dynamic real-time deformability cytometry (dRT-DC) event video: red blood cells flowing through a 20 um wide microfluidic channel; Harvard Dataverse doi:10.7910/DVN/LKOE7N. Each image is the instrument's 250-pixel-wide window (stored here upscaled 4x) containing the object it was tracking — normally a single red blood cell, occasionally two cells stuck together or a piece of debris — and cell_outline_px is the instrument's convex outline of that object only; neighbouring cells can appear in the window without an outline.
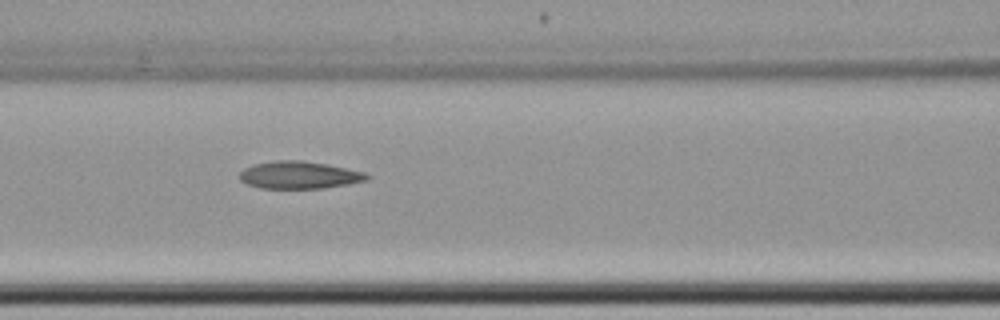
{"species": "common noctule bat (a hibernating species)", "species_latin": "Nyctalus noctula", "temperature_condition": "cold", "stored_images_in_passage": 9, "camera_frame_rate_fps": 3000, "um_per_image_px": 0.085, "animal": {"sex": "female", "body_mass_g": 22.7, "forearm_length_mm": 54.2}, "frame": {"image": 1, "passage_image": 7, "time_ms": 7.333, "image_size_px": [1000, 320], "cell_outline_px": [[372, 176], [368, 180], [348, 184], [324, 188], [260, 188], [248, 184], [240, 180], [240, 172], [244, 168], [252, 164], [272, 160], [300, 160], [324, 164], [364, 172]], "centroid_in_image_um": [25.41, 14.87], "position_along_channel_um": 141.2, "area_um2": 20.29}}
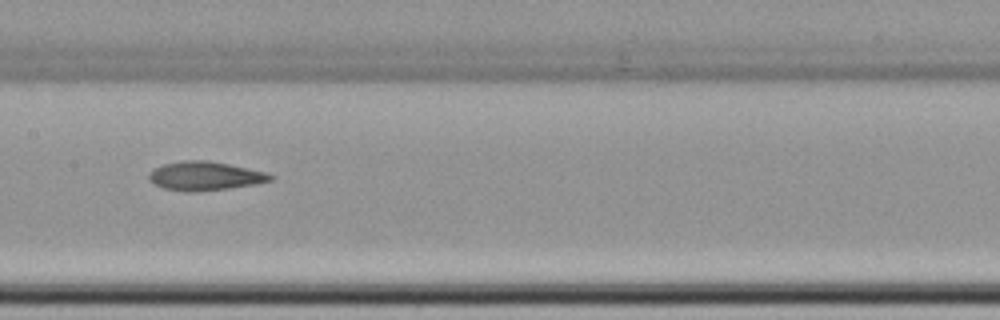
{"frame": {"image": 2, "passage_image": 8, "time_ms": 8.667, "image_size_px": [1000, 320], "cell_outline_px": [[276, 176], [272, 180], [256, 184], [228, 188], [196, 192], [184, 192], [164, 188], [148, 180], [148, 172], [164, 164], [180, 160], [208, 160], [268, 172]], "centroid_in_image_um": [17.44, 14.96], "position_along_channel_um": 190.0, "area_um2": 20.58}}